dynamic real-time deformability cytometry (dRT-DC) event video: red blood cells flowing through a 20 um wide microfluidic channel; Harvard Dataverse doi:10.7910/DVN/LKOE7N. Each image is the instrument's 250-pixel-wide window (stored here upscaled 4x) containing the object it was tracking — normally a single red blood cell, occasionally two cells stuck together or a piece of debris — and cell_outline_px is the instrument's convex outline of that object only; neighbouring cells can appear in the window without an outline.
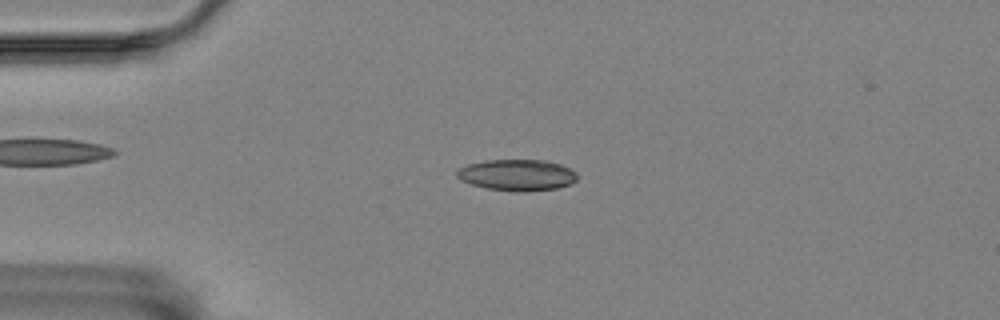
{"species": "Egyptian fruit bat (a non-hibernating species)", "species_latin": "Rousettus aegyptiacus", "temperature_condition": "room temperature", "stored_images_in_passage": 39, "camera_frame_rate_fps": 3000, "um_per_image_px": 0.085, "animal": {"sex": "female"}, "frame": {"image": 1, "passage_image": 9, "time_ms": 2.667, "image_size_px": [1000, 320], "cell_outline_px": [[576, 180], [572, 184], [556, 188], [524, 192], [512, 192], [488, 188], [472, 184], [460, 180], [456, 176], [456, 172], [460, 168], [468, 164], [484, 160], [544, 160], [560, 164], [576, 172]], "centroid_in_image_um": [43.95, 14.88], "position_along_channel_um": 41.1, "area_um2": 21.96}}
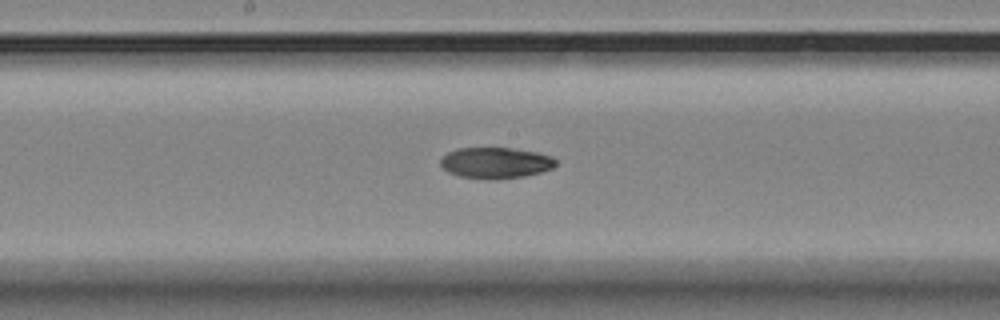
{"frame": {"image": 2, "passage_image": 25, "time_ms": 8.0, "image_size_px": [1000, 320], "cell_outline_px": [[556, 164], [552, 168], [540, 172], [524, 176], [492, 180], [488, 180], [460, 176], [448, 172], [440, 164], [440, 160], [448, 152], [460, 148], [512, 148], [536, 152], [552, 156], [556, 160]], "centroid_in_image_um": [42.13, 13.85], "position_along_channel_um": 206.1, "area_um2": 20.81}}
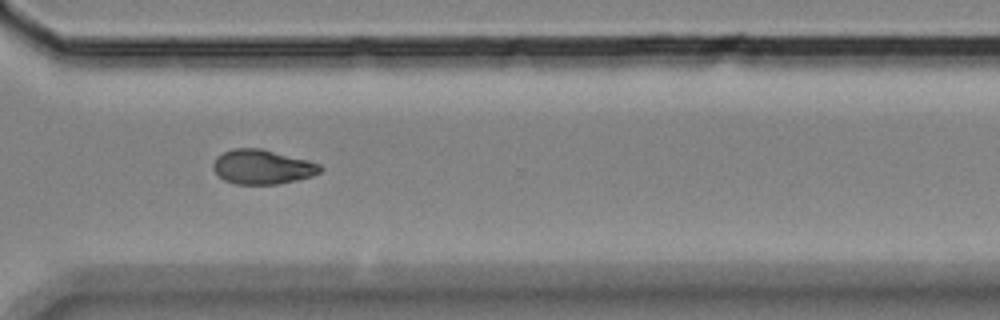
{"frame": {"image": 3, "passage_image": 37, "time_ms": 12.0, "image_size_px": [1000, 320], "cell_outline_px": [[324, 168], [320, 172], [312, 176], [296, 180], [276, 184], [236, 184], [224, 180], [212, 168], [212, 164], [216, 156], [232, 148], [264, 148], [308, 160], [320, 164]], "centroid_in_image_um": [22.3, 14.17], "position_along_channel_um": 348.3, "area_um2": 21.68}}